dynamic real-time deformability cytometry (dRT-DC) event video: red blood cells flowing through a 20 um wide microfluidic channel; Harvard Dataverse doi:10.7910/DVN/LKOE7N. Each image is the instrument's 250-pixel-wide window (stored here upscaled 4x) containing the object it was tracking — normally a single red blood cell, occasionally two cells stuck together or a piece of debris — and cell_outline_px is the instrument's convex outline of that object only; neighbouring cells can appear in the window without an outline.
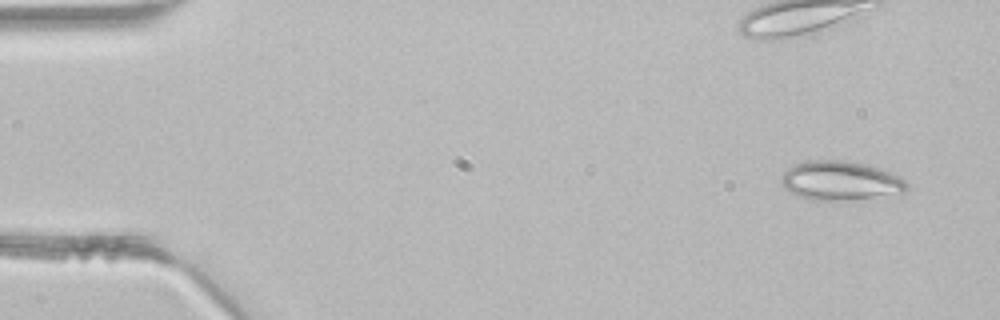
{"species": "common noctule bat (a hibernating species)", "species_latin": "Nyctalus noctula", "temperature_condition": "room temperature", "stored_images_in_passage": 4, "camera_frame_rate_fps": 3000, "um_per_image_px": 0.085, "animal": {"sex": "male", "body_mass_g": 21.5, "forearm_length_mm": 52.0}, "frame": {"image": 1, "passage_image": 1, "time_ms": 0.0, "image_size_px": [1000, 320], "cell_outline_px": [[908, 188], [900, 196], [852, 200], [812, 200], [800, 196], [784, 188], [780, 184], [780, 176], [792, 164], [804, 160], [848, 160], [868, 164], [900, 176], [908, 184]], "centroid_in_image_um": [71.48, 15.37], "position_along_channel_um": 13.5, "area_um2": 29.54}}